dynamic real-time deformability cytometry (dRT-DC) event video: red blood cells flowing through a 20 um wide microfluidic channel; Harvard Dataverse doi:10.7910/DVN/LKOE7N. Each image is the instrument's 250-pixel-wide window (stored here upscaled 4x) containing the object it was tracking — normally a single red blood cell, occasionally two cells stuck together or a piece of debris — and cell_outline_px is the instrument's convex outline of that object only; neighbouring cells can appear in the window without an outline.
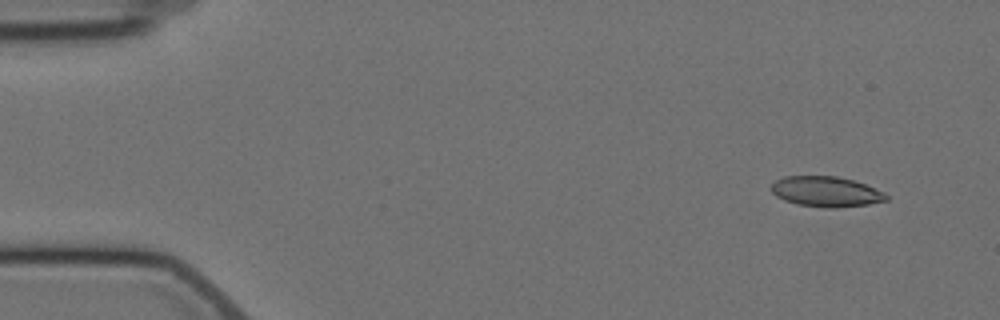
{"species": "Egyptian fruit bat (a non-hibernating species)", "species_latin": "Rousettus aegyptiacus", "temperature_condition": "cold", "stored_images_in_passage": 10, "camera_frame_rate_fps": 3000, "um_per_image_px": 0.085, "animal": {"sex": "female"}, "frame": {"image": 1, "passage_image": 1, "time_ms": 0.0, "image_size_px": [1000, 320], "cell_outline_px": [[888, 200], [868, 204], [832, 208], [828, 208], [796, 204], [784, 200], [776, 196], [768, 188], [776, 180], [784, 176], [836, 176], [852, 180], [864, 184], [884, 192], [888, 196]], "centroid_in_image_um": [70.17, 16.29], "position_along_channel_um": 14.8, "area_um2": 20.29}}
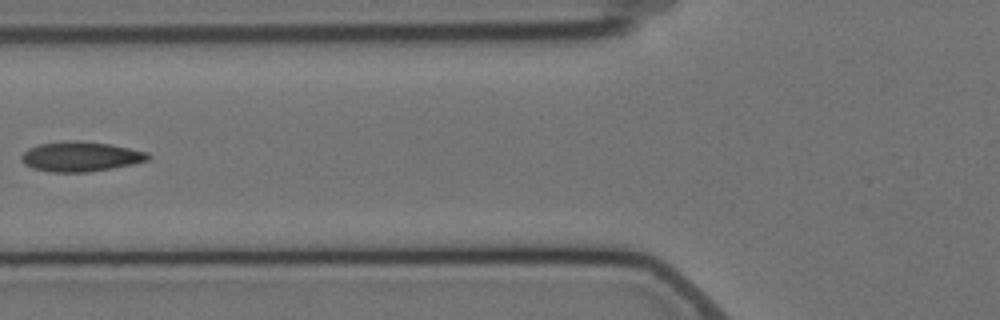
{"frame": {"image": 2, "passage_image": 6, "time_ms": 6.0, "image_size_px": [1000, 320], "cell_outline_px": [[152, 156], [148, 160], [132, 164], [112, 168], [88, 172], [48, 172], [32, 168], [24, 164], [20, 160], [20, 156], [28, 148], [40, 144], [64, 140], [80, 140], [108, 144], [148, 152]], "centroid_in_image_um": [6.81, 13.3], "position_along_channel_um": 119.0, "area_um2": 22.2}}
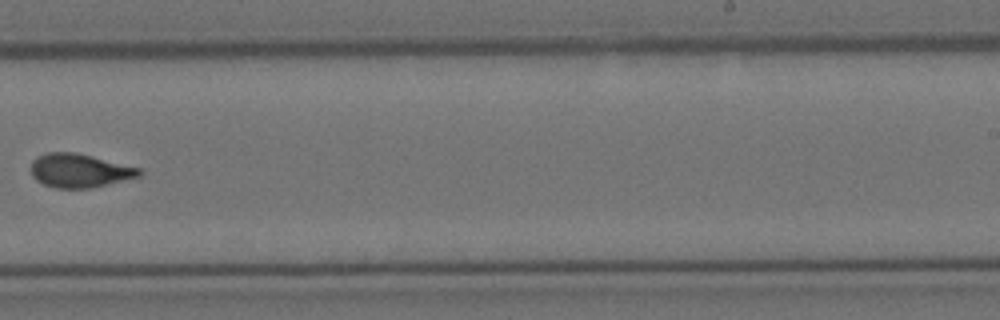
{"frame": {"image": 3, "passage_image": 10, "time_ms": 10.667, "image_size_px": [1000, 320], "cell_outline_px": [[140, 176], [88, 188], [56, 188], [44, 184], [36, 180], [32, 176], [32, 160], [36, 156], [48, 152], [76, 152], [140, 168]], "centroid_in_image_um": [6.71, 14.49], "position_along_channel_um": 282.3, "area_um2": 20.98}}